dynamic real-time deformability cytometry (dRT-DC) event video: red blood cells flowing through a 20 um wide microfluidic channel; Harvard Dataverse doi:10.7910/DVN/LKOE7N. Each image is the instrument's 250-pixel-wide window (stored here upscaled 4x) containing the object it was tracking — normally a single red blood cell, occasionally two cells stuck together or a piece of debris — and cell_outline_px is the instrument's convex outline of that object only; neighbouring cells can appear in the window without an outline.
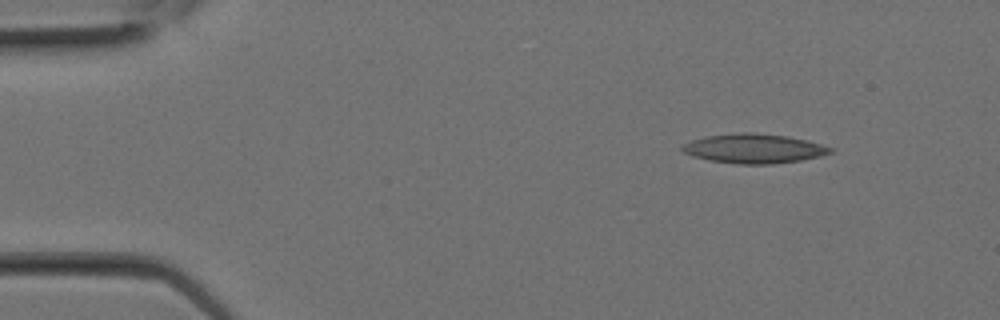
{"species": "Egyptian fruit bat (a non-hibernating species)", "species_latin": "Rousettus aegyptiacus", "temperature_condition": "room temperature", "stored_images_in_passage": 22, "camera_frame_rate_fps": 3000, "um_per_image_px": 0.085, "animal": {"sex": "female"}, "frame": {"image": 1, "passage_image": 1, "time_ms": 0.0, "image_size_px": [1000, 320], "cell_outline_px": [[832, 152], [820, 156], [800, 160], [772, 164], [740, 164], [708, 160], [692, 156], [684, 152], [680, 148], [684, 144], [692, 140], [704, 136], [740, 132], [752, 132], [788, 136], [808, 140], [832, 148]], "centroid_in_image_um": [64.06, 12.62], "position_along_channel_um": 20.9, "area_um2": 25.37}}
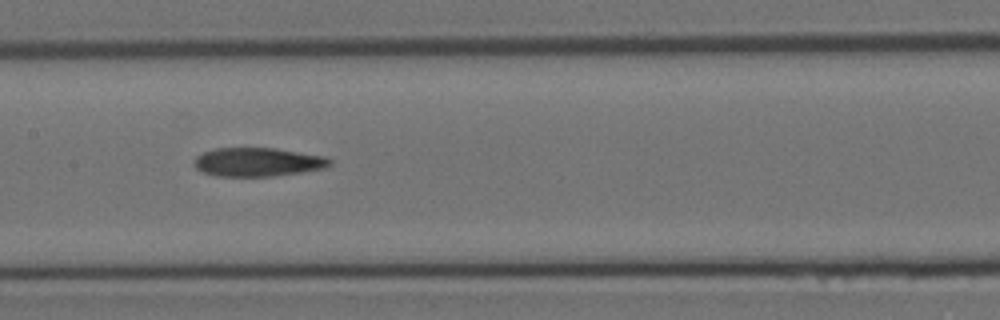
{"frame": {"image": 2, "passage_image": 10, "time_ms": 3.0, "image_size_px": [1000, 320], "cell_outline_px": [[332, 164], [328, 168], [272, 176], [216, 176], [204, 172], [196, 168], [192, 164], [192, 160], [196, 156], [204, 152], [216, 148], [276, 148], [324, 156], [332, 160]], "centroid_in_image_um": [21.91, 13.77], "position_along_channel_um": 185.5, "area_um2": 22.83}}
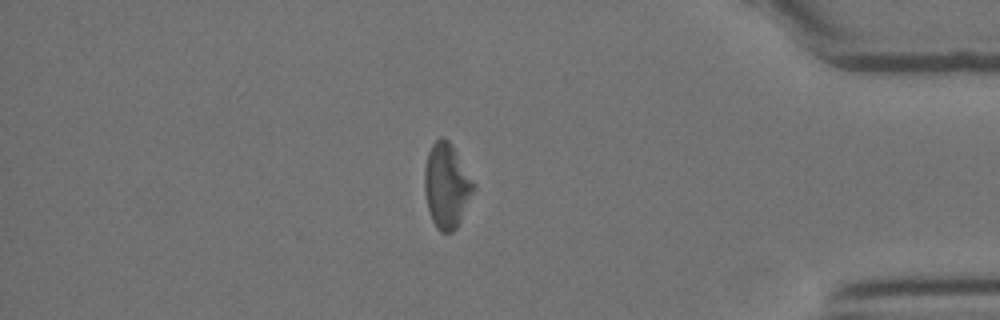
{"frame": {"image": 3, "passage_image": 19, "time_ms": 6.0, "image_size_px": [1000, 320], "cell_outline_px": [[476, 188], [456, 228], [452, 232], [440, 232], [436, 228], [432, 220], [428, 208], [424, 192], [424, 168], [428, 152], [432, 144], [440, 136], [444, 136], [452, 144], [476, 184]], "centroid_in_image_um": [37.96, 15.76], "position_along_channel_um": 397.2, "area_um2": 24.45}}